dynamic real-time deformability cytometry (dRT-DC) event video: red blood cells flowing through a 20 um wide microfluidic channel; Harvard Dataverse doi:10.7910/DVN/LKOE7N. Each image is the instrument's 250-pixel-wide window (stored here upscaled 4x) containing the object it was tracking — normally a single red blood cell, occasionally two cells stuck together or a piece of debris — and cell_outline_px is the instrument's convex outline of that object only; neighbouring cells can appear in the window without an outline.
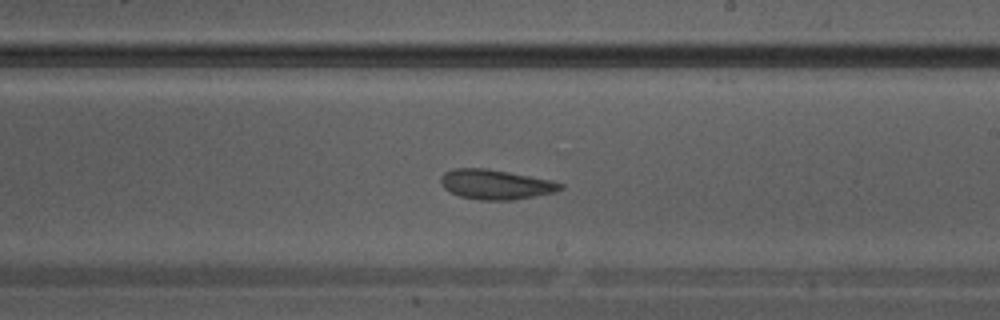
{"species": "Egyptian fruit bat (a non-hibernating species)", "species_latin": "Rousettus aegyptiacus", "temperature_condition": "warm", "stored_images_in_passage": 28, "camera_frame_rate_fps": 3000, "um_per_image_px": 0.085, "animal": {"sex": "male"}, "frame": {"image": 1, "passage_image": 16, "time_ms": 5.0, "image_size_px": [1000, 320], "cell_outline_px": [[564, 188], [556, 192], [512, 200], [480, 200], [460, 196], [444, 188], [440, 180], [440, 176], [444, 172], [452, 168], [484, 168], [508, 172], [552, 180], [564, 184]], "centroid_in_image_um": [42.14, 15.67], "position_along_channel_um": 246.9, "area_um2": 20.75}}